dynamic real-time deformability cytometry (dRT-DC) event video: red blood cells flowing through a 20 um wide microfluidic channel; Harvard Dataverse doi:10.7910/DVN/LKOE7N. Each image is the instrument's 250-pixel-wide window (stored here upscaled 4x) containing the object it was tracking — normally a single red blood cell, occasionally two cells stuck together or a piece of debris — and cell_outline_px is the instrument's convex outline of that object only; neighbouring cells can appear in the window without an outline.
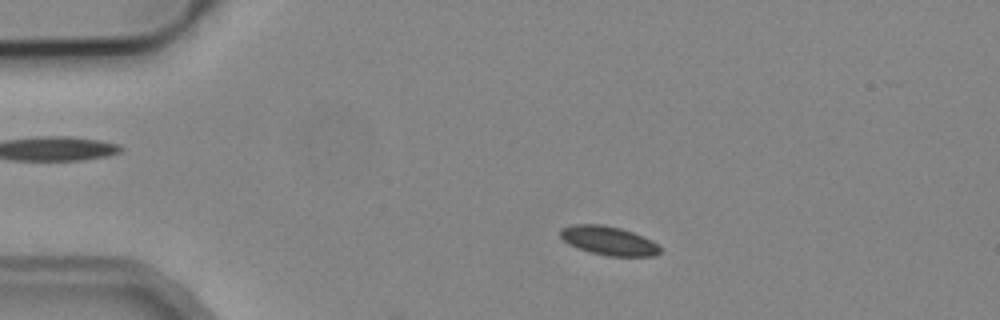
{"species": "common noctule bat (a hibernating species)", "species_latin": "Nyctalus noctula", "temperature_condition": "cold", "stored_images_in_passage": 6, "camera_frame_rate_fps": 3000, "um_per_image_px": 0.085, "animal": {"sex": "male", "body_mass_g": 19.2, "forearm_length_mm": 51.8}, "frame": {"image": 1, "passage_image": 1, "time_ms": 0.0, "image_size_px": [1000, 320], "cell_outline_px": [[660, 252], [656, 256], [608, 256], [592, 252], [568, 244], [560, 236], [560, 228], [576, 224], [600, 224], [620, 228], [632, 232], [652, 240], [660, 248]], "centroid_in_image_um": [51.73, 20.45], "position_along_channel_um": 33.3, "area_um2": 16.59}}
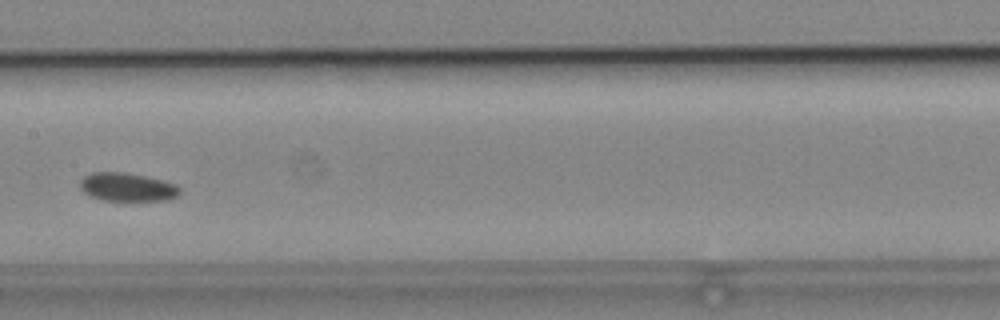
{"frame": {"image": 2, "passage_image": 6, "time_ms": 5.667, "image_size_px": [1000, 320], "cell_outline_px": [[180, 192], [176, 196], [168, 200], [124, 204], [100, 200], [84, 192], [80, 188], [80, 180], [84, 176], [92, 172], [124, 172], [144, 176], [176, 184], [180, 188]], "centroid_in_image_um": [10.81, 15.96], "position_along_channel_um": 196.6, "area_um2": 17.34}}